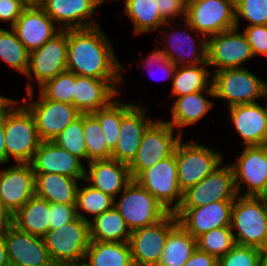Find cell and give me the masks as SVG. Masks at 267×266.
<instances>
[{"label": "cell", "mask_w": 267, "mask_h": 266, "mask_svg": "<svg viewBox=\"0 0 267 266\" xmlns=\"http://www.w3.org/2000/svg\"><path fill=\"white\" fill-rule=\"evenodd\" d=\"M66 70L78 76L123 80V66L100 26L67 29Z\"/></svg>", "instance_id": "6da1fadb"}, {"label": "cell", "mask_w": 267, "mask_h": 266, "mask_svg": "<svg viewBox=\"0 0 267 266\" xmlns=\"http://www.w3.org/2000/svg\"><path fill=\"white\" fill-rule=\"evenodd\" d=\"M43 240L55 266H82L90 243L89 221L77 216L59 229L49 230Z\"/></svg>", "instance_id": "7a4b0ae2"}, {"label": "cell", "mask_w": 267, "mask_h": 266, "mask_svg": "<svg viewBox=\"0 0 267 266\" xmlns=\"http://www.w3.org/2000/svg\"><path fill=\"white\" fill-rule=\"evenodd\" d=\"M237 201V202H236ZM236 244L262 249L267 244V203L262 197L237 196L234 199L231 224Z\"/></svg>", "instance_id": "3957f363"}, {"label": "cell", "mask_w": 267, "mask_h": 266, "mask_svg": "<svg viewBox=\"0 0 267 266\" xmlns=\"http://www.w3.org/2000/svg\"><path fill=\"white\" fill-rule=\"evenodd\" d=\"M20 105L15 104L4 115L7 163L10 156L16 163H31L41 142L33 114L24 104Z\"/></svg>", "instance_id": "277c9868"}, {"label": "cell", "mask_w": 267, "mask_h": 266, "mask_svg": "<svg viewBox=\"0 0 267 266\" xmlns=\"http://www.w3.org/2000/svg\"><path fill=\"white\" fill-rule=\"evenodd\" d=\"M122 193V198L114 202V207L131 232L156 224L170 213L135 180H132Z\"/></svg>", "instance_id": "5b68a950"}, {"label": "cell", "mask_w": 267, "mask_h": 266, "mask_svg": "<svg viewBox=\"0 0 267 266\" xmlns=\"http://www.w3.org/2000/svg\"><path fill=\"white\" fill-rule=\"evenodd\" d=\"M185 25L207 39L236 27L235 4L230 0H188Z\"/></svg>", "instance_id": "8992f818"}, {"label": "cell", "mask_w": 267, "mask_h": 266, "mask_svg": "<svg viewBox=\"0 0 267 266\" xmlns=\"http://www.w3.org/2000/svg\"><path fill=\"white\" fill-rule=\"evenodd\" d=\"M212 73L214 98L227 100V107L256 103V99L264 97L267 83L245 67L222 69Z\"/></svg>", "instance_id": "52a82bcc"}, {"label": "cell", "mask_w": 267, "mask_h": 266, "mask_svg": "<svg viewBox=\"0 0 267 266\" xmlns=\"http://www.w3.org/2000/svg\"><path fill=\"white\" fill-rule=\"evenodd\" d=\"M174 154L179 188L182 192L221 166L223 159L221 153L207 146L197 142L182 143V139L178 141Z\"/></svg>", "instance_id": "ba28073f"}, {"label": "cell", "mask_w": 267, "mask_h": 266, "mask_svg": "<svg viewBox=\"0 0 267 266\" xmlns=\"http://www.w3.org/2000/svg\"><path fill=\"white\" fill-rule=\"evenodd\" d=\"M174 128L167 121H154L145 131L139 149L128 164L134 180L142 171L170 157L182 135L174 136Z\"/></svg>", "instance_id": "9c48e42d"}, {"label": "cell", "mask_w": 267, "mask_h": 266, "mask_svg": "<svg viewBox=\"0 0 267 266\" xmlns=\"http://www.w3.org/2000/svg\"><path fill=\"white\" fill-rule=\"evenodd\" d=\"M29 102L26 107L33 114L41 141H53L69 124L81 116L73 105L46 99L40 92L39 101L33 99V86H27Z\"/></svg>", "instance_id": "30bf717a"}, {"label": "cell", "mask_w": 267, "mask_h": 266, "mask_svg": "<svg viewBox=\"0 0 267 266\" xmlns=\"http://www.w3.org/2000/svg\"><path fill=\"white\" fill-rule=\"evenodd\" d=\"M134 180L154 196L170 213H175L181 205L183 192L179 188L174 153L142 171Z\"/></svg>", "instance_id": "8fae6325"}, {"label": "cell", "mask_w": 267, "mask_h": 266, "mask_svg": "<svg viewBox=\"0 0 267 266\" xmlns=\"http://www.w3.org/2000/svg\"><path fill=\"white\" fill-rule=\"evenodd\" d=\"M238 160L231 164L238 196L261 197L267 188V144L245 146ZM246 190L241 192V185Z\"/></svg>", "instance_id": "7c38bea8"}, {"label": "cell", "mask_w": 267, "mask_h": 266, "mask_svg": "<svg viewBox=\"0 0 267 266\" xmlns=\"http://www.w3.org/2000/svg\"><path fill=\"white\" fill-rule=\"evenodd\" d=\"M231 165L219 166L196 185L183 191L179 208H195L218 201H234L237 197Z\"/></svg>", "instance_id": "4fadbf2b"}, {"label": "cell", "mask_w": 267, "mask_h": 266, "mask_svg": "<svg viewBox=\"0 0 267 266\" xmlns=\"http://www.w3.org/2000/svg\"><path fill=\"white\" fill-rule=\"evenodd\" d=\"M178 224L174 213H169L156 224L134 230L129 245L134 266H157L169 232Z\"/></svg>", "instance_id": "5bb4252c"}, {"label": "cell", "mask_w": 267, "mask_h": 266, "mask_svg": "<svg viewBox=\"0 0 267 266\" xmlns=\"http://www.w3.org/2000/svg\"><path fill=\"white\" fill-rule=\"evenodd\" d=\"M254 58L249 42L243 32L232 28L207 39V65L216 71L242 68V64Z\"/></svg>", "instance_id": "9a60e30c"}, {"label": "cell", "mask_w": 267, "mask_h": 266, "mask_svg": "<svg viewBox=\"0 0 267 266\" xmlns=\"http://www.w3.org/2000/svg\"><path fill=\"white\" fill-rule=\"evenodd\" d=\"M67 30H61L40 48L29 53V66L26 76H35L39 88L58 74L66 71L67 67Z\"/></svg>", "instance_id": "2e32d148"}, {"label": "cell", "mask_w": 267, "mask_h": 266, "mask_svg": "<svg viewBox=\"0 0 267 266\" xmlns=\"http://www.w3.org/2000/svg\"><path fill=\"white\" fill-rule=\"evenodd\" d=\"M234 201L210 202L195 208H178L174 213L178 223L195 239L208 231L230 227Z\"/></svg>", "instance_id": "e0dca14e"}, {"label": "cell", "mask_w": 267, "mask_h": 266, "mask_svg": "<svg viewBox=\"0 0 267 266\" xmlns=\"http://www.w3.org/2000/svg\"><path fill=\"white\" fill-rule=\"evenodd\" d=\"M9 266H55L43 237L29 234L11 225L4 233Z\"/></svg>", "instance_id": "ac0fdd59"}, {"label": "cell", "mask_w": 267, "mask_h": 266, "mask_svg": "<svg viewBox=\"0 0 267 266\" xmlns=\"http://www.w3.org/2000/svg\"><path fill=\"white\" fill-rule=\"evenodd\" d=\"M35 195L31 163H15L0 172V201L14 215Z\"/></svg>", "instance_id": "d6986e66"}, {"label": "cell", "mask_w": 267, "mask_h": 266, "mask_svg": "<svg viewBox=\"0 0 267 266\" xmlns=\"http://www.w3.org/2000/svg\"><path fill=\"white\" fill-rule=\"evenodd\" d=\"M81 159L53 141H41L31 161L34 173H56L85 180V171Z\"/></svg>", "instance_id": "ffe728a7"}, {"label": "cell", "mask_w": 267, "mask_h": 266, "mask_svg": "<svg viewBox=\"0 0 267 266\" xmlns=\"http://www.w3.org/2000/svg\"><path fill=\"white\" fill-rule=\"evenodd\" d=\"M135 103L120 122V135L111 159L129 164L135 157L146 129L154 122L145 116L146 109Z\"/></svg>", "instance_id": "44dd1931"}, {"label": "cell", "mask_w": 267, "mask_h": 266, "mask_svg": "<svg viewBox=\"0 0 267 266\" xmlns=\"http://www.w3.org/2000/svg\"><path fill=\"white\" fill-rule=\"evenodd\" d=\"M54 25V21L42 7H25L12 28L21 43L31 52L40 48L61 31Z\"/></svg>", "instance_id": "7402d4cb"}, {"label": "cell", "mask_w": 267, "mask_h": 266, "mask_svg": "<svg viewBox=\"0 0 267 266\" xmlns=\"http://www.w3.org/2000/svg\"><path fill=\"white\" fill-rule=\"evenodd\" d=\"M122 80H103L76 75L74 106L81 114H90L108 106L120 93Z\"/></svg>", "instance_id": "603a6c76"}, {"label": "cell", "mask_w": 267, "mask_h": 266, "mask_svg": "<svg viewBox=\"0 0 267 266\" xmlns=\"http://www.w3.org/2000/svg\"><path fill=\"white\" fill-rule=\"evenodd\" d=\"M42 8L61 30L99 26L91 19L98 8L95 0H46Z\"/></svg>", "instance_id": "cb8c5ba5"}, {"label": "cell", "mask_w": 267, "mask_h": 266, "mask_svg": "<svg viewBox=\"0 0 267 266\" xmlns=\"http://www.w3.org/2000/svg\"><path fill=\"white\" fill-rule=\"evenodd\" d=\"M236 132L245 146L267 144V107L257 103L228 107Z\"/></svg>", "instance_id": "d4e9b609"}, {"label": "cell", "mask_w": 267, "mask_h": 266, "mask_svg": "<svg viewBox=\"0 0 267 266\" xmlns=\"http://www.w3.org/2000/svg\"><path fill=\"white\" fill-rule=\"evenodd\" d=\"M85 180L93 188L115 199L132 181L128 164L117 160H94L88 163ZM89 173V174H87Z\"/></svg>", "instance_id": "484cf974"}, {"label": "cell", "mask_w": 267, "mask_h": 266, "mask_svg": "<svg viewBox=\"0 0 267 266\" xmlns=\"http://www.w3.org/2000/svg\"><path fill=\"white\" fill-rule=\"evenodd\" d=\"M163 35L167 36L166 39L169 37L166 41L170 47L166 44L164 46L165 48H162V51L167 59L176 66H179V64L180 66L207 64V38L204 35H202V39L199 41V46H196L197 42H195V39L186 30L180 34L175 33L172 29V33L170 31L167 34V31H164ZM197 48L198 50H196Z\"/></svg>", "instance_id": "4316f807"}, {"label": "cell", "mask_w": 267, "mask_h": 266, "mask_svg": "<svg viewBox=\"0 0 267 266\" xmlns=\"http://www.w3.org/2000/svg\"><path fill=\"white\" fill-rule=\"evenodd\" d=\"M35 195L49 203L76 205V178L56 173H34Z\"/></svg>", "instance_id": "83f0119b"}, {"label": "cell", "mask_w": 267, "mask_h": 266, "mask_svg": "<svg viewBox=\"0 0 267 266\" xmlns=\"http://www.w3.org/2000/svg\"><path fill=\"white\" fill-rule=\"evenodd\" d=\"M203 92L208 96L214 97V90L198 91L176 97L175 103L171 108L172 120L168 121V123L173 128H181L178 132L180 135H182V127L194 125L211 109L213 103L204 97Z\"/></svg>", "instance_id": "f1b7e54d"}, {"label": "cell", "mask_w": 267, "mask_h": 266, "mask_svg": "<svg viewBox=\"0 0 267 266\" xmlns=\"http://www.w3.org/2000/svg\"><path fill=\"white\" fill-rule=\"evenodd\" d=\"M82 266H134L130 245L90 240Z\"/></svg>", "instance_id": "f546056e"}, {"label": "cell", "mask_w": 267, "mask_h": 266, "mask_svg": "<svg viewBox=\"0 0 267 266\" xmlns=\"http://www.w3.org/2000/svg\"><path fill=\"white\" fill-rule=\"evenodd\" d=\"M50 203L34 195L13 215L19 230L43 237L50 230Z\"/></svg>", "instance_id": "4dcf8cb0"}, {"label": "cell", "mask_w": 267, "mask_h": 266, "mask_svg": "<svg viewBox=\"0 0 267 266\" xmlns=\"http://www.w3.org/2000/svg\"><path fill=\"white\" fill-rule=\"evenodd\" d=\"M196 248V239L178 223L168 234L157 266H183Z\"/></svg>", "instance_id": "1f68e13d"}, {"label": "cell", "mask_w": 267, "mask_h": 266, "mask_svg": "<svg viewBox=\"0 0 267 266\" xmlns=\"http://www.w3.org/2000/svg\"><path fill=\"white\" fill-rule=\"evenodd\" d=\"M206 67H208L207 64L177 66L172 80L170 96L175 98L198 91L214 90L212 86V73H209Z\"/></svg>", "instance_id": "d6a6232c"}, {"label": "cell", "mask_w": 267, "mask_h": 266, "mask_svg": "<svg viewBox=\"0 0 267 266\" xmlns=\"http://www.w3.org/2000/svg\"><path fill=\"white\" fill-rule=\"evenodd\" d=\"M90 240L129 242L131 231L113 206L89 221Z\"/></svg>", "instance_id": "836d02e7"}, {"label": "cell", "mask_w": 267, "mask_h": 266, "mask_svg": "<svg viewBox=\"0 0 267 266\" xmlns=\"http://www.w3.org/2000/svg\"><path fill=\"white\" fill-rule=\"evenodd\" d=\"M125 13L130 17L135 34L150 33L161 25H171L161 16L157 0H125Z\"/></svg>", "instance_id": "e575fe53"}, {"label": "cell", "mask_w": 267, "mask_h": 266, "mask_svg": "<svg viewBox=\"0 0 267 266\" xmlns=\"http://www.w3.org/2000/svg\"><path fill=\"white\" fill-rule=\"evenodd\" d=\"M135 104L118 102L115 99L105 108L99 109L92 114L100 122L108 148L113 151L120 135V122L122 116Z\"/></svg>", "instance_id": "d590c367"}, {"label": "cell", "mask_w": 267, "mask_h": 266, "mask_svg": "<svg viewBox=\"0 0 267 266\" xmlns=\"http://www.w3.org/2000/svg\"><path fill=\"white\" fill-rule=\"evenodd\" d=\"M11 29L7 31L0 28V58L21 75H26L30 52L21 43L15 30Z\"/></svg>", "instance_id": "8d00e7d4"}, {"label": "cell", "mask_w": 267, "mask_h": 266, "mask_svg": "<svg viewBox=\"0 0 267 266\" xmlns=\"http://www.w3.org/2000/svg\"><path fill=\"white\" fill-rule=\"evenodd\" d=\"M83 132L88 163L111 159L112 151L108 148L100 122L92 113L83 114Z\"/></svg>", "instance_id": "74e56055"}, {"label": "cell", "mask_w": 267, "mask_h": 266, "mask_svg": "<svg viewBox=\"0 0 267 266\" xmlns=\"http://www.w3.org/2000/svg\"><path fill=\"white\" fill-rule=\"evenodd\" d=\"M115 201L116 199L108 194L101 192L100 190L93 188L91 185H89V183L82 188L78 186L76 198L77 216L85 221H90L79 211L82 210L88 214H91L94 218L101 213L111 209L114 206Z\"/></svg>", "instance_id": "f35d334b"}, {"label": "cell", "mask_w": 267, "mask_h": 266, "mask_svg": "<svg viewBox=\"0 0 267 266\" xmlns=\"http://www.w3.org/2000/svg\"><path fill=\"white\" fill-rule=\"evenodd\" d=\"M197 248L216 257L224 256L236 244L230 227H220L202 234L197 239Z\"/></svg>", "instance_id": "ab89813d"}, {"label": "cell", "mask_w": 267, "mask_h": 266, "mask_svg": "<svg viewBox=\"0 0 267 266\" xmlns=\"http://www.w3.org/2000/svg\"><path fill=\"white\" fill-rule=\"evenodd\" d=\"M75 85L76 75L66 70L47 81L39 88V92L46 99L74 105Z\"/></svg>", "instance_id": "60d3db41"}, {"label": "cell", "mask_w": 267, "mask_h": 266, "mask_svg": "<svg viewBox=\"0 0 267 266\" xmlns=\"http://www.w3.org/2000/svg\"><path fill=\"white\" fill-rule=\"evenodd\" d=\"M53 142L75 157L79 159L85 158L87 160V149L83 132V114L55 137Z\"/></svg>", "instance_id": "b9f144b4"}, {"label": "cell", "mask_w": 267, "mask_h": 266, "mask_svg": "<svg viewBox=\"0 0 267 266\" xmlns=\"http://www.w3.org/2000/svg\"><path fill=\"white\" fill-rule=\"evenodd\" d=\"M217 266H261V249L235 244L224 256L218 258Z\"/></svg>", "instance_id": "7bdbcfd3"}, {"label": "cell", "mask_w": 267, "mask_h": 266, "mask_svg": "<svg viewBox=\"0 0 267 266\" xmlns=\"http://www.w3.org/2000/svg\"><path fill=\"white\" fill-rule=\"evenodd\" d=\"M236 28H239V19L251 22L248 26L267 25V0H240L236 5Z\"/></svg>", "instance_id": "ee69618b"}, {"label": "cell", "mask_w": 267, "mask_h": 266, "mask_svg": "<svg viewBox=\"0 0 267 266\" xmlns=\"http://www.w3.org/2000/svg\"><path fill=\"white\" fill-rule=\"evenodd\" d=\"M250 44L254 57L267 56V25L247 26L243 32Z\"/></svg>", "instance_id": "f6af8a7d"}, {"label": "cell", "mask_w": 267, "mask_h": 266, "mask_svg": "<svg viewBox=\"0 0 267 266\" xmlns=\"http://www.w3.org/2000/svg\"><path fill=\"white\" fill-rule=\"evenodd\" d=\"M50 230L59 229L77 217L76 205L50 203Z\"/></svg>", "instance_id": "bcb514c9"}, {"label": "cell", "mask_w": 267, "mask_h": 266, "mask_svg": "<svg viewBox=\"0 0 267 266\" xmlns=\"http://www.w3.org/2000/svg\"><path fill=\"white\" fill-rule=\"evenodd\" d=\"M187 2L188 0H157V6L163 19L168 22L181 15L186 19Z\"/></svg>", "instance_id": "7dc6e473"}, {"label": "cell", "mask_w": 267, "mask_h": 266, "mask_svg": "<svg viewBox=\"0 0 267 266\" xmlns=\"http://www.w3.org/2000/svg\"><path fill=\"white\" fill-rule=\"evenodd\" d=\"M25 6L21 0H0V20L11 22V28L20 17Z\"/></svg>", "instance_id": "c3c4849f"}, {"label": "cell", "mask_w": 267, "mask_h": 266, "mask_svg": "<svg viewBox=\"0 0 267 266\" xmlns=\"http://www.w3.org/2000/svg\"><path fill=\"white\" fill-rule=\"evenodd\" d=\"M143 63H145V66L147 65L146 67H150V65L154 64H161L160 67L163 68L164 72L166 73L165 78L168 76V78L170 77L171 80H173L177 66L167 59L162 49L153 51L151 54H149L147 59H144Z\"/></svg>", "instance_id": "681fc988"}, {"label": "cell", "mask_w": 267, "mask_h": 266, "mask_svg": "<svg viewBox=\"0 0 267 266\" xmlns=\"http://www.w3.org/2000/svg\"><path fill=\"white\" fill-rule=\"evenodd\" d=\"M218 259L207 252L196 248L191 257L183 266H217Z\"/></svg>", "instance_id": "f907efd6"}, {"label": "cell", "mask_w": 267, "mask_h": 266, "mask_svg": "<svg viewBox=\"0 0 267 266\" xmlns=\"http://www.w3.org/2000/svg\"><path fill=\"white\" fill-rule=\"evenodd\" d=\"M13 224V215L0 201V235Z\"/></svg>", "instance_id": "816d5d0a"}, {"label": "cell", "mask_w": 267, "mask_h": 266, "mask_svg": "<svg viewBox=\"0 0 267 266\" xmlns=\"http://www.w3.org/2000/svg\"><path fill=\"white\" fill-rule=\"evenodd\" d=\"M7 163V152L4 132V116L0 117V164Z\"/></svg>", "instance_id": "f5cc1de1"}, {"label": "cell", "mask_w": 267, "mask_h": 266, "mask_svg": "<svg viewBox=\"0 0 267 266\" xmlns=\"http://www.w3.org/2000/svg\"><path fill=\"white\" fill-rule=\"evenodd\" d=\"M18 102L0 95V117H3Z\"/></svg>", "instance_id": "db71d44e"}, {"label": "cell", "mask_w": 267, "mask_h": 266, "mask_svg": "<svg viewBox=\"0 0 267 266\" xmlns=\"http://www.w3.org/2000/svg\"><path fill=\"white\" fill-rule=\"evenodd\" d=\"M0 266H9L6 243L3 234L0 235Z\"/></svg>", "instance_id": "11a10c76"}, {"label": "cell", "mask_w": 267, "mask_h": 266, "mask_svg": "<svg viewBox=\"0 0 267 266\" xmlns=\"http://www.w3.org/2000/svg\"><path fill=\"white\" fill-rule=\"evenodd\" d=\"M46 0H21L25 7H42Z\"/></svg>", "instance_id": "9f6ffc18"}, {"label": "cell", "mask_w": 267, "mask_h": 266, "mask_svg": "<svg viewBox=\"0 0 267 266\" xmlns=\"http://www.w3.org/2000/svg\"><path fill=\"white\" fill-rule=\"evenodd\" d=\"M261 266H267V244L261 249Z\"/></svg>", "instance_id": "6f0895ef"}, {"label": "cell", "mask_w": 267, "mask_h": 266, "mask_svg": "<svg viewBox=\"0 0 267 266\" xmlns=\"http://www.w3.org/2000/svg\"><path fill=\"white\" fill-rule=\"evenodd\" d=\"M264 201L267 203V188H266V191L264 192V194L261 196Z\"/></svg>", "instance_id": "680465c9"}, {"label": "cell", "mask_w": 267, "mask_h": 266, "mask_svg": "<svg viewBox=\"0 0 267 266\" xmlns=\"http://www.w3.org/2000/svg\"><path fill=\"white\" fill-rule=\"evenodd\" d=\"M96 3L98 4V6L102 5L104 2L108 1V0H95Z\"/></svg>", "instance_id": "91938a15"}, {"label": "cell", "mask_w": 267, "mask_h": 266, "mask_svg": "<svg viewBox=\"0 0 267 266\" xmlns=\"http://www.w3.org/2000/svg\"><path fill=\"white\" fill-rule=\"evenodd\" d=\"M264 97H266V99H267V85H266V88H265ZM266 107H267V105H266Z\"/></svg>", "instance_id": "94428289"}, {"label": "cell", "mask_w": 267, "mask_h": 266, "mask_svg": "<svg viewBox=\"0 0 267 266\" xmlns=\"http://www.w3.org/2000/svg\"><path fill=\"white\" fill-rule=\"evenodd\" d=\"M230 1L236 5L240 0H230Z\"/></svg>", "instance_id": "6125c7cd"}]
</instances>
